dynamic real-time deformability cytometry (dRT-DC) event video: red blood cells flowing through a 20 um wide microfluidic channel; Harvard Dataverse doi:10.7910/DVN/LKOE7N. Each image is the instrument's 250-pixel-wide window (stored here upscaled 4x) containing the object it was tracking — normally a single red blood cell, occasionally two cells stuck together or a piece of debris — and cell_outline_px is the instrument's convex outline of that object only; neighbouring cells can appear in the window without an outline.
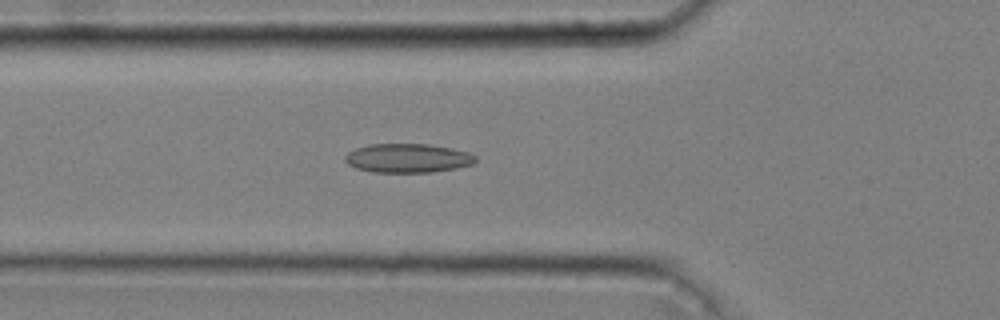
{"species": "common noctule bat (a hibernating species)", "species_latin": "Nyctalus noctula", "temperature_condition": "cold", "stored_images_in_passage": 52, "camera_frame_rate_fps": 3000, "um_per_image_px": 0.085, "animal": {"sex": "male", "body_mass_g": 20.4}, "frame": {"image": 1, "passage_image": 18, "time_ms": 5.667, "image_size_px": [1000, 320], "cell_outline_px": [[476, 160], [472, 164], [456, 168], [432, 172], [372, 172], [356, 168], [348, 164], [344, 160], [344, 156], [348, 152], [356, 148], [368, 144], [428, 144], [452, 148], [468, 152], [476, 156]], "centroid_in_image_um": [34.64, 13.44], "position_along_channel_um": 91.2, "area_um2": 22.08}}
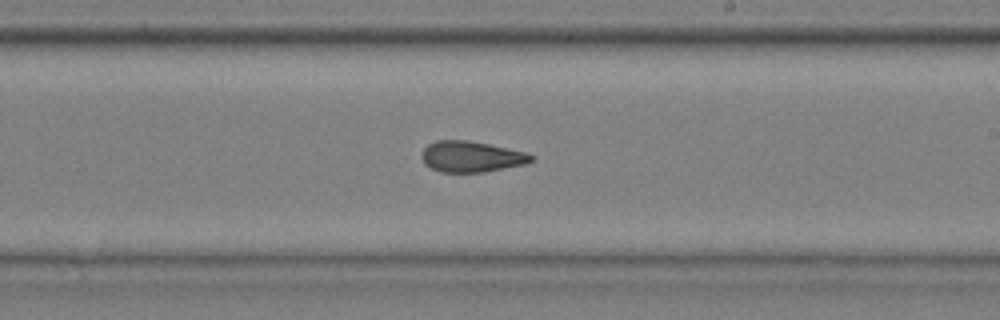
{"frame": {"image": 2, "passage_image": 31, "time_ms": 10.0, "image_size_px": [1000, 320], "cell_outline_px": [[536, 160], [524, 164], [484, 172], [440, 172], [424, 164], [420, 156], [424, 148], [428, 144], [436, 140], [464, 140], [488, 144], [528, 152], [536, 156]], "centroid_in_image_um": [40.08, 13.31], "position_along_channel_um": 248.9, "area_um2": 19.88}}
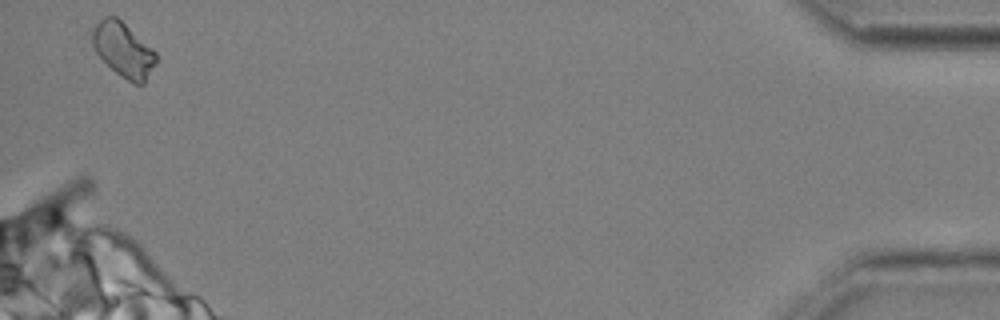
{"frame": {"image": 3, "passage_image": 51, "time_ms": 16.667, "image_size_px": [1000, 320], "cell_outline_px": [[156, 64], [144, 84], [132, 84], [116, 72], [96, 52], [92, 44], [92, 32], [96, 24], [104, 16], [116, 16], [152, 48], [156, 52]], "centroid_in_image_um": [10.5, 4.25], "position_along_channel_um": 424.7, "area_um2": 19.94}, "authors_computed_cell_mechanics": {"area_um2": 20.23, "velocity_mm_per_s": 3.6425, "shape_relaxation_time_tau1_ms": null, "shape_relaxation_time_tau2_ms": 2.1496, "deformation_change_tau1": null, "deformation_change_tau2": 0.09}}